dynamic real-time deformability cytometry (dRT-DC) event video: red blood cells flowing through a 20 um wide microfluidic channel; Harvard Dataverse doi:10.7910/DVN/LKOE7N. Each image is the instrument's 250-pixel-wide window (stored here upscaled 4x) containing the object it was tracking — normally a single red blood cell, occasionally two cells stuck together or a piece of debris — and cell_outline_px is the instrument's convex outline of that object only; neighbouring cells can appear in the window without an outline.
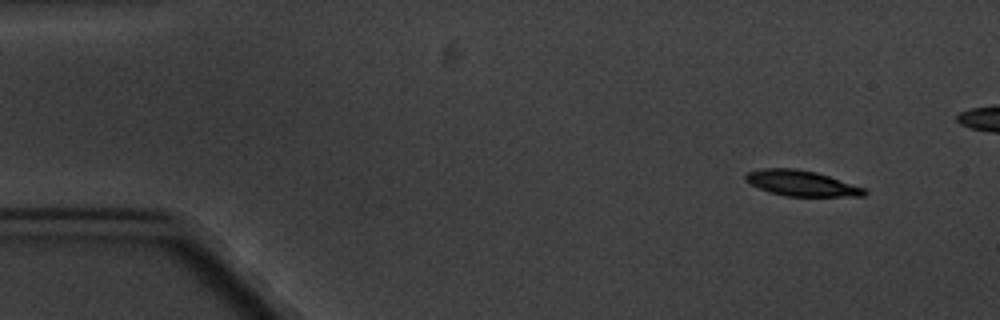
{"species": "common noctule bat (a hibernating species)", "species_latin": "Nyctalus noctula", "temperature_condition": "cold", "stored_images_in_passage": 8, "camera_frame_rate_fps": 3000, "um_per_image_px": 0.085, "animal": {"sex": "male", "body_mass_g": 20.1, "forearm_length_mm": 53.5}, "frame": {"image": 1, "passage_image": 2, "time_ms": 1.0, "image_size_px": [1000, 320], "cell_outline_px": [[868, 192], [864, 196], [788, 196], [772, 192], [760, 188], [744, 180], [744, 176], [748, 172], [764, 168], [796, 168], [816, 172], [864, 188]], "centroid_in_image_um": [68.12, 15.57], "position_along_channel_um": 16.9, "area_um2": 17.4}}